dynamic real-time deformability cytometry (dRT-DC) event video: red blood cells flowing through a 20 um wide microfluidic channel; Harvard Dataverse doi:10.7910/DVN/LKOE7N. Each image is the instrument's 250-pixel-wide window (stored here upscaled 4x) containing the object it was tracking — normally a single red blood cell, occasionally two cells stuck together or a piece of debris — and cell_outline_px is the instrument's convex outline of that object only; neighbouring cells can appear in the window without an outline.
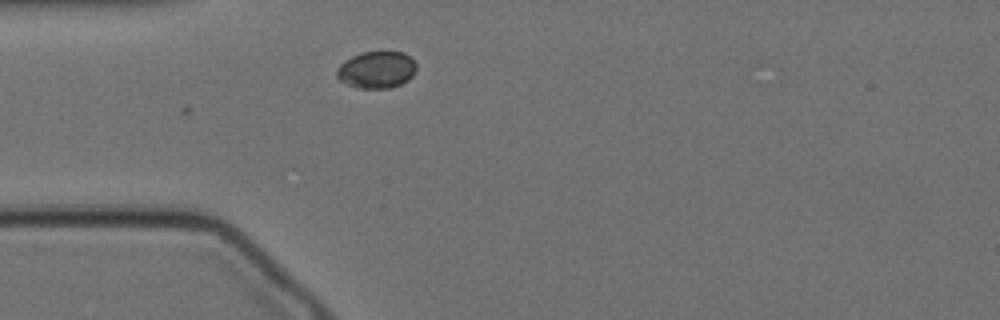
{"species": "Egyptian fruit bat (a non-hibernating species)", "species_latin": "Rousettus aegyptiacus", "temperature_condition": "cold", "stored_images_in_passage": 5, "camera_frame_rate_fps": 3000, "um_per_image_px": 0.085, "animal": {"sex": "female"}, "frame": {"image": 1, "passage_image": 1, "time_ms": 0.0, "image_size_px": [1000, 320], "cell_outline_px": [[416, 68], [412, 76], [408, 80], [400, 84], [388, 88], [356, 88], [340, 80], [336, 76], [336, 72], [340, 64], [344, 60], [360, 52], [404, 52], [416, 64]], "centroid_in_image_um": [31.99, 5.93], "position_along_channel_um": 53.0, "area_um2": 17.05}}
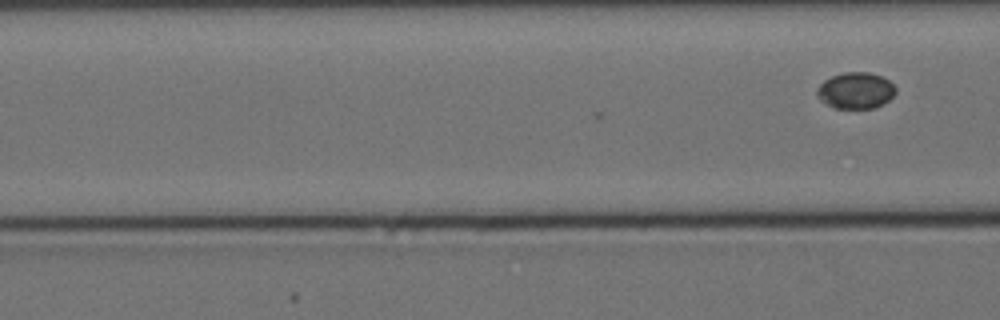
{"frame": {"image": 2, "passage_image": 5, "time_ms": 1.333, "image_size_px": [1000, 320], "cell_outline_px": [[896, 92], [884, 104], [876, 108], [832, 108], [824, 104], [816, 96], [816, 88], [824, 80], [832, 76], [844, 72], [868, 72], [880, 76], [888, 80], [896, 88]], "centroid_in_image_um": [72.69, 7.71], "position_along_channel_um": 93.9, "area_um2": 16.82}}